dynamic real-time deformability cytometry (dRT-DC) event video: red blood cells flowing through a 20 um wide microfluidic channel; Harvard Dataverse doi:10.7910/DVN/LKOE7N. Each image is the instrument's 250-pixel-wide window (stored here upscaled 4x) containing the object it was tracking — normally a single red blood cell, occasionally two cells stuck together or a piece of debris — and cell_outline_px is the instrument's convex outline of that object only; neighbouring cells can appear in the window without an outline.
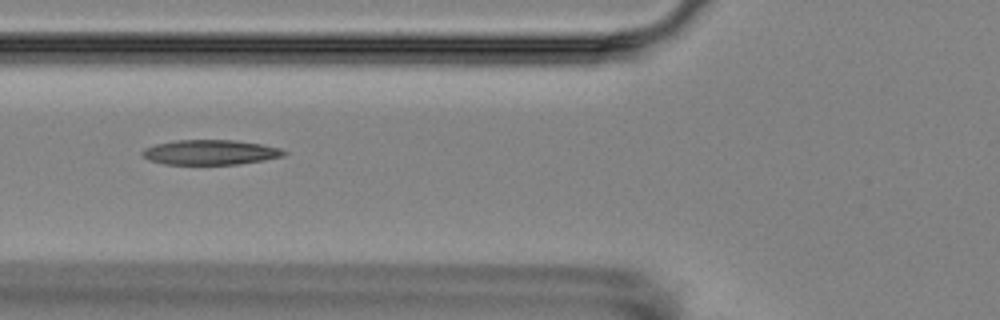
{"species": "Egyptian fruit bat (a non-hibernating species)", "species_latin": "Rousettus aegyptiacus", "temperature_condition": "room temperature", "stored_images_in_passage": 8, "camera_frame_rate_fps": 3000, "um_per_image_px": 0.085, "animal": {"sex": "female"}, "frame": {"image": 1, "passage_image": 6, "time_ms": 5.667, "image_size_px": [1000, 320], "cell_outline_px": [[288, 152], [284, 156], [264, 160], [240, 164], [164, 164], [148, 160], [140, 152], [144, 148], [156, 144], [176, 140], [236, 140], [260, 144], [280, 148]], "centroid_in_image_um": [17.88, 12.94], "position_along_channel_um": 107.9, "area_um2": 20.58}}
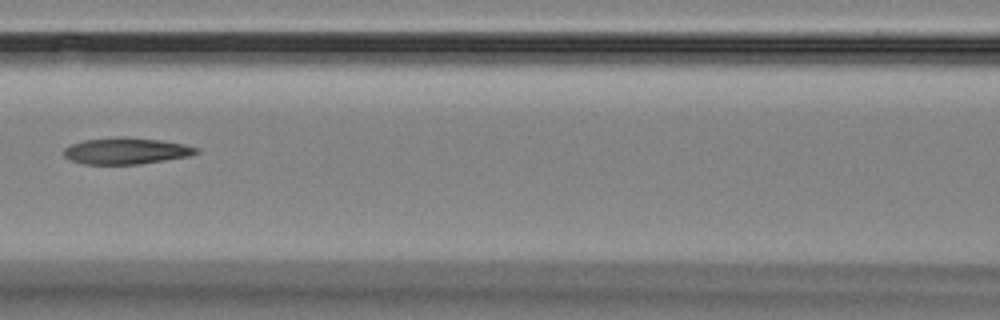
{"frame": {"image": 2, "passage_image": 7, "time_ms": 7.0, "image_size_px": [1000, 320], "cell_outline_px": [[200, 152], [188, 156], [140, 164], [84, 164], [72, 160], [64, 156], [64, 148], [72, 144], [84, 140], [116, 136], [124, 136], [160, 140], [184, 144], [200, 148]], "centroid_in_image_um": [10.74, 12.81], "position_along_channel_um": 155.9, "area_um2": 20.46}}
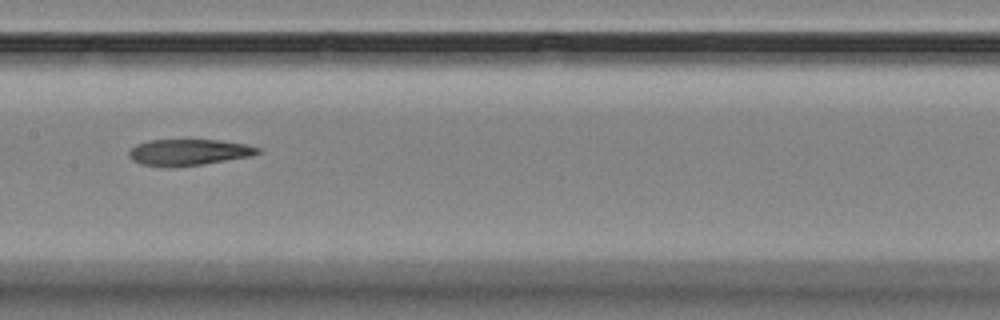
{"frame": {"image": 3, "passage_image": 8, "time_ms": 8.0, "image_size_px": [1000, 320], "cell_outline_px": [[260, 152], [252, 156], [200, 164], [164, 168], [140, 164], [132, 160], [128, 156], [128, 152], [136, 144], [148, 140], [220, 140], [244, 144], [260, 148]], "centroid_in_image_um": [15.98, 12.95], "position_along_channel_um": 191.4, "area_um2": 19.71}}